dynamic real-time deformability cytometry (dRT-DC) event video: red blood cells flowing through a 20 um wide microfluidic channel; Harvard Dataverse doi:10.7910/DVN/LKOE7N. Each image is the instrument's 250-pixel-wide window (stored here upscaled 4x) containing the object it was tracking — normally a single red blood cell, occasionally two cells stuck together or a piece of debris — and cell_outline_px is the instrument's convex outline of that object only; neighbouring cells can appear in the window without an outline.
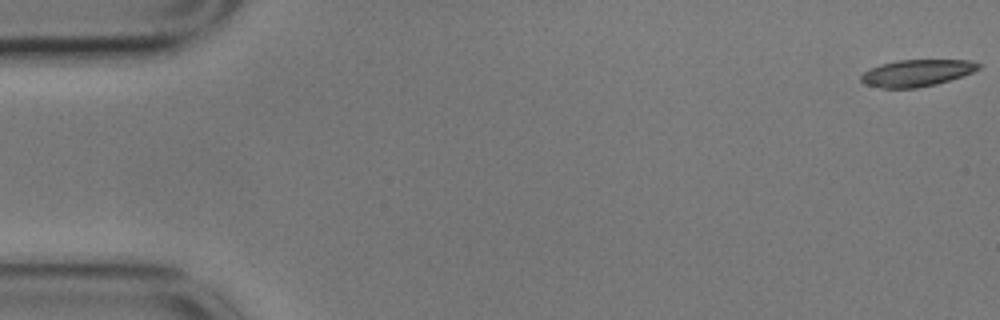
{"species": "common noctule bat (a hibernating species)", "species_latin": "Nyctalus noctula", "temperature_condition": "cold", "stored_images_in_passage": 11, "camera_frame_rate_fps": 3000, "um_per_image_px": 0.085, "animal": {"sex": "male", "body_mass_g": 17.9}, "frame": {"image": 1, "passage_image": 1, "time_ms": 0.0, "image_size_px": [1000, 320], "cell_outline_px": [[980, 68], [972, 72], [936, 84], [916, 88], [884, 88], [864, 84], [860, 80], [860, 76], [864, 72], [880, 64], [896, 60], [968, 60], [980, 64]], "centroid_in_image_um": [77.89, 6.2], "position_along_channel_um": 7.1, "area_um2": 18.15}}